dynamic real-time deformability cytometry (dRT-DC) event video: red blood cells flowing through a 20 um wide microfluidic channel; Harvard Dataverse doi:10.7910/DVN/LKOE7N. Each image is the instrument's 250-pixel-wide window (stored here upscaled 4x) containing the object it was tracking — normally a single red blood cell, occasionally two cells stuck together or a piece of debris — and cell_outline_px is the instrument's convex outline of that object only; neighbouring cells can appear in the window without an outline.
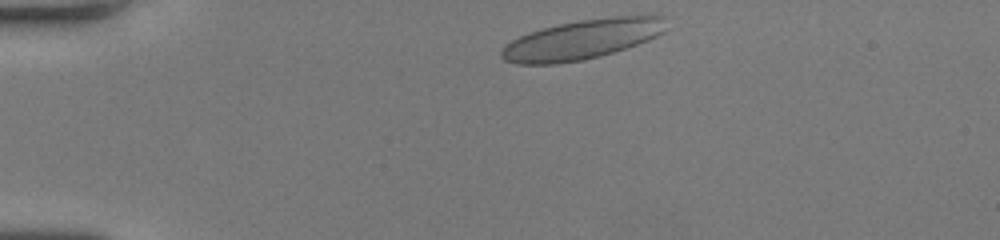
{"species": "human", "species_latin": "Homo sapiens", "temperature_condition": "room temperature", "stored_images_in_passage": 35, "camera_frame_rate_fps": 3000, "um_per_image_px": 0.085, "donor": {"sex": "female"}, "frame": {"image": 1, "passage_image": 1, "time_ms": 0.0, "image_size_px": [1000, 240], "cell_outline_px": [[668, 28], [664, 32], [648, 40], [600, 56], [584, 60], [552, 64], [516, 64], [504, 60], [500, 56], [500, 52], [504, 44], [520, 36], [544, 28], [560, 24], [580, 20], [612, 16], [668, 16]], "centroid_in_image_um": [49.5, 3.35], "position_along_channel_um": 35.5, "area_um2": 38.03}}
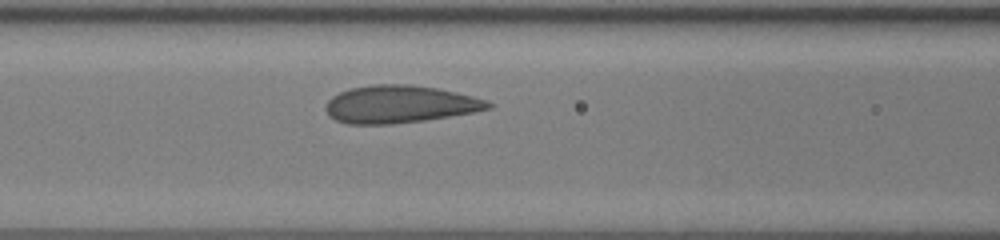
{"frame": {"image": 2, "passage_image": 13, "time_ms": 4.0, "image_size_px": [1000, 240], "cell_outline_px": [[492, 108], [472, 112], [424, 120], [392, 124], [348, 124], [336, 120], [328, 116], [324, 108], [328, 100], [332, 96], [348, 88], [372, 84], [412, 84], [436, 88], [456, 92], [488, 100], [492, 104]], "centroid_in_image_um": [33.93, 8.85], "position_along_channel_um": 132.7, "area_um2": 35.66}}
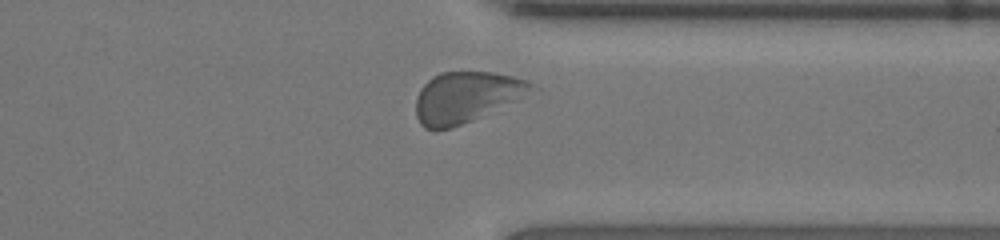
{"frame": {"image": 3, "passage_image": 31, "time_ms": 10.0, "image_size_px": [1000, 240], "cell_outline_px": [[532, 84], [516, 100], [472, 120], [452, 128], [436, 132], [424, 128], [420, 124], [416, 116], [416, 96], [420, 88], [432, 76], [440, 72], [492, 72], [512, 76], [528, 80]], "centroid_in_image_um": [39.48, 8.28], "position_along_channel_um": 371.9, "area_um2": 33.76}, "authors_computed_cell_mechanics": {"area_um2": 35.6048, "velocity_mm_per_s": 3.9791, "shape_relaxation_time_tau1_ms": 3.6023, "shape_relaxation_time_tau2_ms": null, "deformation_change_tau1": 0.1177, "deformation_change_tau2": null}}